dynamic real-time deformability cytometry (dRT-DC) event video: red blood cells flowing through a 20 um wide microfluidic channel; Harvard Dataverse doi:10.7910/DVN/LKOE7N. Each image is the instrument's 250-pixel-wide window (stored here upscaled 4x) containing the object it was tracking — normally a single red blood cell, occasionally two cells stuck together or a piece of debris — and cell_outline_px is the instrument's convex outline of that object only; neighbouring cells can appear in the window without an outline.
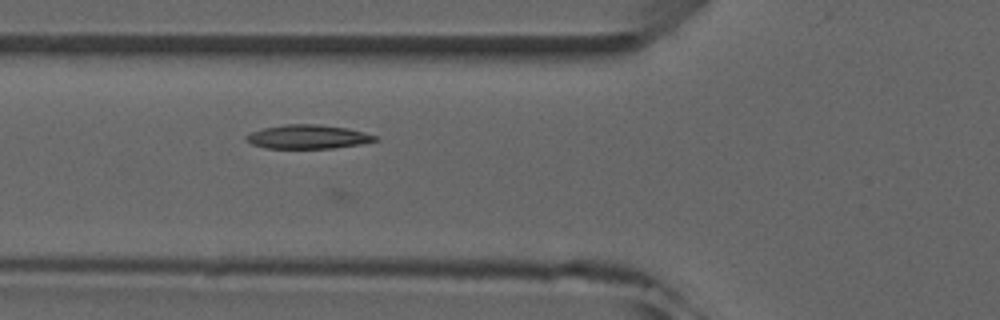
{"species": "common noctule bat (a hibernating species)", "species_latin": "Nyctalus noctula", "temperature_condition": "room temperature", "stored_images_in_passage": 6, "camera_frame_rate_fps": 3000, "um_per_image_px": 0.085, "animal": {"sex": "male", "forearm_length_mm": 52.5}, "frame": {"image": 1, "passage_image": 6, "time_ms": 5.667, "image_size_px": [1000, 320], "cell_outline_px": [[380, 140], [360, 144], [332, 148], [264, 148], [252, 144], [244, 136], [252, 132], [264, 128], [288, 124], [316, 124], [348, 128], [380, 136]], "centroid_in_image_um": [26.23, 11.63], "position_along_channel_um": 99.6, "area_um2": 17.92}}